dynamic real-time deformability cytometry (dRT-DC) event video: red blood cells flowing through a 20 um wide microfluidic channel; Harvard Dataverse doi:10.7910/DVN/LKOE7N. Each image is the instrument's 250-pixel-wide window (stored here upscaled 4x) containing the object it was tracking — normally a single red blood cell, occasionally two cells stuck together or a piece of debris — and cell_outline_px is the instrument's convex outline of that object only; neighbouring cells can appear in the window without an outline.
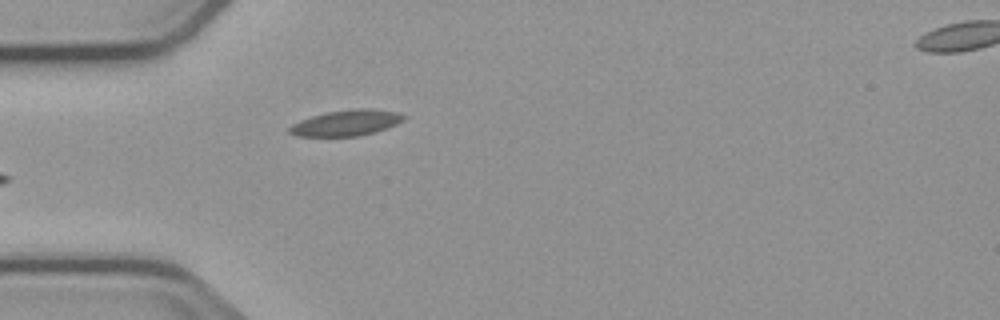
{"species": "common noctule bat (a hibernating species)", "species_latin": "Nyctalus noctula", "temperature_condition": "cold", "stored_images_in_passage": 6, "camera_frame_rate_fps": 3000, "um_per_image_px": 0.085, "animal": {"sex": "male", "body_mass_g": 23.1, "forearm_length_mm": 52.7}, "frame": {"image": 1, "passage_image": 6, "time_ms": 6.0, "image_size_px": [1000, 320], "cell_outline_px": [[408, 116], [404, 120], [396, 124], [376, 132], [360, 136], [296, 136], [288, 132], [288, 128], [292, 124], [300, 120], [312, 116], [328, 112], [352, 108], [372, 108], [396, 112]], "centroid_in_image_um": [29.45, 10.44], "position_along_channel_um": 55.5, "area_um2": 17.34}}